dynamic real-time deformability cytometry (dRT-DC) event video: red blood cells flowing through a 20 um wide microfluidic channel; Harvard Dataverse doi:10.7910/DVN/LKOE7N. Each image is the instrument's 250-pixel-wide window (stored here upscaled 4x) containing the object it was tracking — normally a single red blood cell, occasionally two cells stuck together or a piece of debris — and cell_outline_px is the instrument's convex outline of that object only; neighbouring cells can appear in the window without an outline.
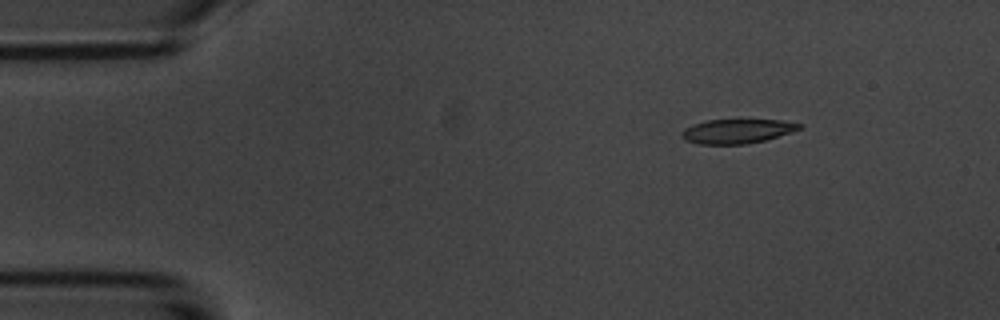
{"species": "common noctule bat (a hibernating species)", "species_latin": "Nyctalus noctula", "temperature_condition": "room temperature", "stored_images_in_passage": 4, "camera_frame_rate_fps": 3000, "um_per_image_px": 0.085, "animal": {"sex": "male", "body_mass_g": 20.1, "forearm_length_mm": 53.5}, "frame": {"image": 1, "passage_image": 2, "time_ms": 1.333, "image_size_px": [1000, 320], "cell_outline_px": [[804, 128], [792, 132], [764, 140], [748, 144], [700, 144], [684, 140], [680, 132], [684, 128], [692, 124], [708, 120], [780, 120], [804, 124]], "centroid_in_image_um": [62.66, 11.15], "position_along_channel_um": 22.3, "area_um2": 16.76}}